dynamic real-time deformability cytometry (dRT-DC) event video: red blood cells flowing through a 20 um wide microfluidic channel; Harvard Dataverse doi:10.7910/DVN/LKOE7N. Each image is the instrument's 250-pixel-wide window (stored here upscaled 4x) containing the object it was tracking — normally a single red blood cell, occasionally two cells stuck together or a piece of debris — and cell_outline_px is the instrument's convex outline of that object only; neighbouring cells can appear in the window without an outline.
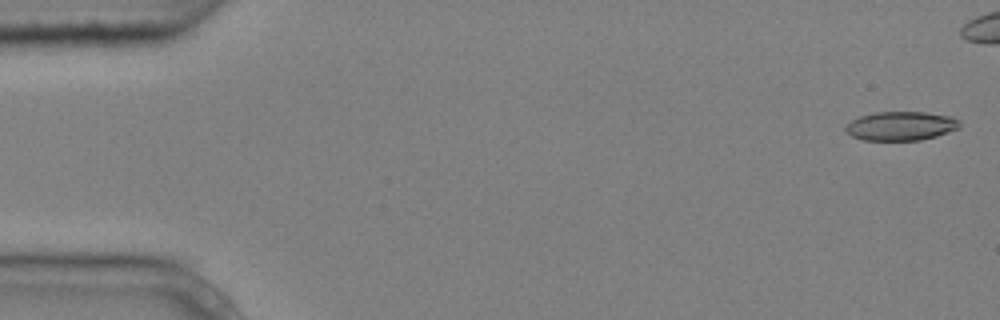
{"species": "common noctule bat (a hibernating species)", "species_latin": "Nyctalus noctula", "temperature_condition": "cold", "stored_images_in_passage": 5, "camera_frame_rate_fps": 3000, "um_per_image_px": 0.085, "animal": {"sex": "male", "body_mass_g": 20.4}, "frame": {"image": 1, "passage_image": 1, "time_ms": 0.0, "image_size_px": [1000, 320], "cell_outline_px": [[960, 128], [936, 136], [920, 140], [864, 140], [852, 136], [844, 128], [852, 120], [860, 116], [876, 112], [924, 112], [952, 116], [960, 120]], "centroid_in_image_um": [76.61, 10.7], "position_along_channel_um": 8.4, "area_um2": 19.19}}